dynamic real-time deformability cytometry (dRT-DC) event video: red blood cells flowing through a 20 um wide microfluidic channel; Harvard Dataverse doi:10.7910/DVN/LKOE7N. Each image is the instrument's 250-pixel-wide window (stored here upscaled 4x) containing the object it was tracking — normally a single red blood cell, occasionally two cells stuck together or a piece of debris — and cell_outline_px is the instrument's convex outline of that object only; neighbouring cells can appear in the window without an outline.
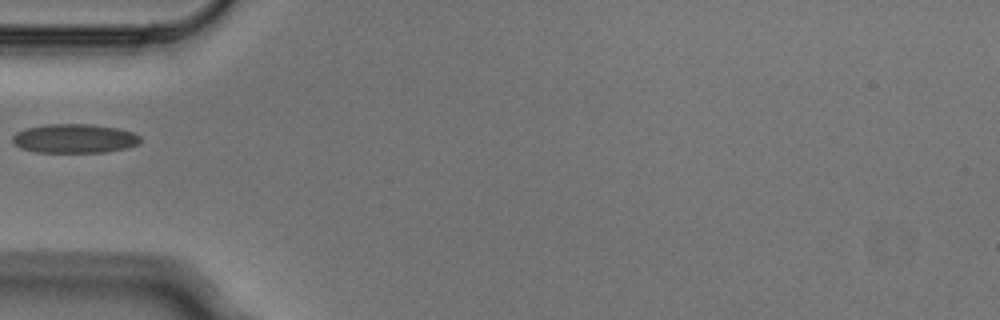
{"species": "Egyptian fruit bat (a non-hibernating species)", "species_latin": "Rousettus aegyptiacus", "temperature_condition": "cold", "stored_images_in_passage": 1, "camera_frame_rate_fps": 3000, "um_per_image_px": 0.085, "animal": {"sex": "male"}, "frame": {"image": 1, "passage_image": 1, "time_ms": 0.0, "image_size_px": [1000, 320], "cell_outline_px": [[140, 140], [136, 144], [124, 148], [104, 152], [36, 152], [20, 148], [12, 144], [12, 136], [16, 132], [24, 128], [48, 124], [92, 124], [116, 128], [132, 132], [140, 136]], "centroid_in_image_um": [6.25, 11.77], "position_along_channel_um": 78.7, "area_um2": 21.62}}